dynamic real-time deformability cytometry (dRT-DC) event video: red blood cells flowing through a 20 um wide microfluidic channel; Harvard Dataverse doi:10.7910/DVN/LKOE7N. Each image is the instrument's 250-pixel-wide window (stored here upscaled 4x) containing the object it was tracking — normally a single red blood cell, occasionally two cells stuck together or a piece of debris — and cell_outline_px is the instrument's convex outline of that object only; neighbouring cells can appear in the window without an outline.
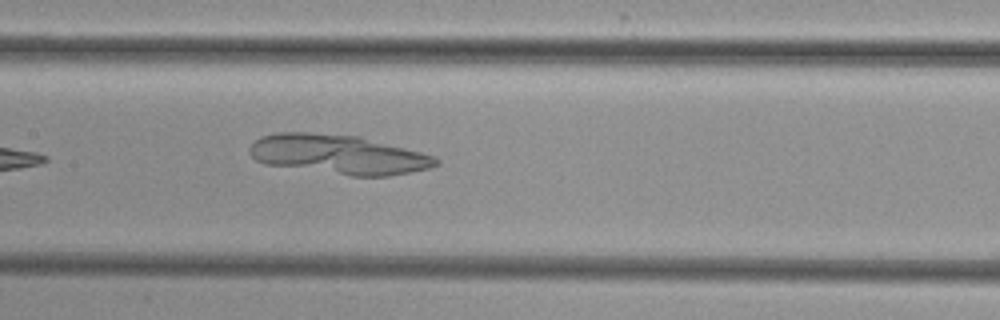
{"species": "common noctule bat (a hibernating species)", "species_latin": "Nyctalus noctula", "temperature_condition": "cold", "stored_images_in_passage": 4, "camera_frame_rate_fps": 3000, "um_per_image_px": 0.085, "animal": {"sex": "female", "body_mass_g": 29.2, "forearm_length_mm": 56.3}, "frame": {"image": 1, "passage_image": 4, "time_ms": 4.0, "image_size_px": [1000, 320], "cell_outline_px": [[440, 164], [428, 168], [388, 176], [352, 176], [264, 164], [256, 160], [248, 152], [248, 148], [260, 136], [276, 132], [308, 132], [360, 136], [420, 152], [432, 156], [440, 160]], "centroid_in_image_um": [28.72, 13.12], "position_along_channel_um": 178.7, "area_um2": 42.77}}